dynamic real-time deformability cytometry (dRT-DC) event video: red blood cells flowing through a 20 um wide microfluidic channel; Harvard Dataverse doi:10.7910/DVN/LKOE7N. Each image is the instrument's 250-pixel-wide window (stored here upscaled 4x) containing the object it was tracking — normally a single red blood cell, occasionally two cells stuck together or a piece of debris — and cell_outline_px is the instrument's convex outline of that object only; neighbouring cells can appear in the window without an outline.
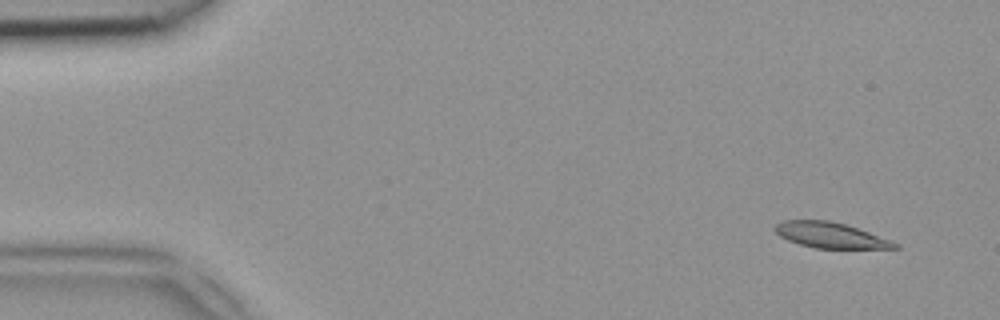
{"species": "common noctule bat (a hibernating species)", "species_latin": "Nyctalus noctula", "temperature_condition": "room temperature", "stored_images_in_passage": 48, "camera_frame_rate_fps": 3000, "um_per_image_px": 0.085, "animal": {"sex": "female", "body_mass_g": 18.4}, "frame": {"image": 1, "passage_image": 3, "time_ms": 0.667, "image_size_px": [1000, 320], "cell_outline_px": [[900, 248], [816, 248], [800, 244], [788, 240], [780, 236], [772, 228], [776, 224], [784, 220], [828, 220], [844, 224], [892, 240], [900, 244]], "centroid_in_image_um": [70.58, 19.99], "position_along_channel_um": 14.4, "area_um2": 17.69}}
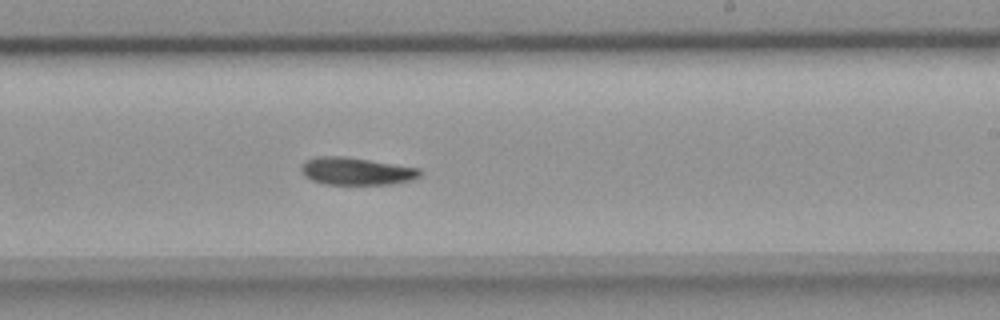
{"frame": {"image": 2, "passage_image": 29, "time_ms": 9.333, "image_size_px": [1000, 320], "cell_outline_px": [[424, 172], [420, 176], [408, 180], [392, 184], [324, 184], [312, 180], [304, 176], [300, 172], [300, 168], [304, 160], [316, 156], [344, 156], [420, 168]], "centroid_in_image_um": [30.24, 14.54], "position_along_channel_um": 258.8, "area_um2": 19.13}}
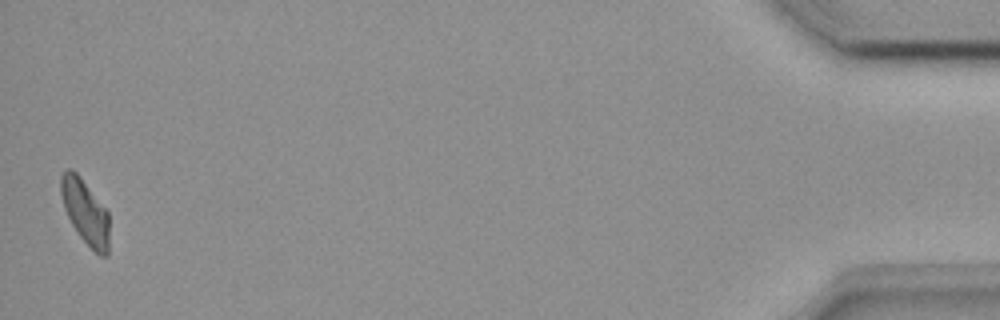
{"frame": {"image": 3, "passage_image": 48, "time_ms": 15.667, "image_size_px": [1000, 320], "cell_outline_px": [[108, 256], [100, 256], [80, 236], [72, 224], [64, 208], [60, 192], [60, 176], [64, 168], [72, 168], [80, 176], [108, 212]], "centroid_in_image_um": [7.22, 17.95], "position_along_channel_um": 428.0, "area_um2": 18.03}}